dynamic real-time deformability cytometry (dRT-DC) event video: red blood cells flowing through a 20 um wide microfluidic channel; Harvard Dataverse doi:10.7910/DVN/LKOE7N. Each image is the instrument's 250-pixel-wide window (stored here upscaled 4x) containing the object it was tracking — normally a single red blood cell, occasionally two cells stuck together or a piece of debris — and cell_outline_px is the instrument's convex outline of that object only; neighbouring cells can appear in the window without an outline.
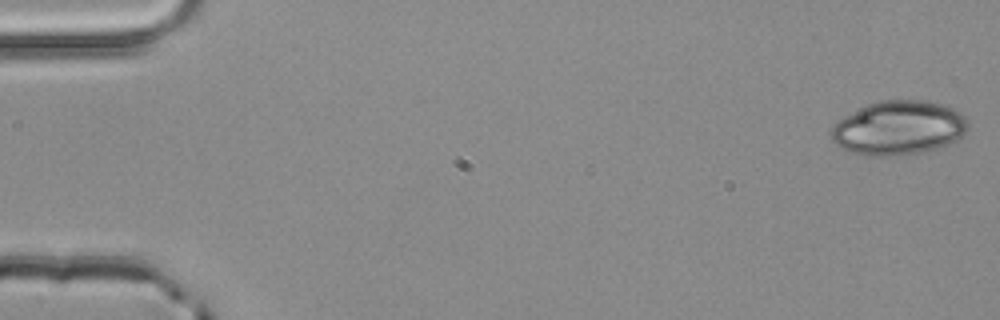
{"species": "common noctule bat (a hibernating species)", "species_latin": "Nyctalus noctula", "temperature_condition": "room temperature", "stored_images_in_passage": 3, "camera_frame_rate_fps": 3000, "um_per_image_px": 0.085, "animal": {"sex": "male", "body_mass_g": 20.4}, "frame": {"image": 1, "passage_image": 1, "time_ms": 0.0, "image_size_px": [1000, 320], "cell_outline_px": [[968, 128], [964, 136], [948, 144], [936, 148], [920, 152], [896, 156], [868, 156], [848, 152], [840, 148], [832, 140], [832, 128], [844, 116], [868, 104], [880, 100], [928, 100], [952, 108], [960, 112], [968, 120]], "centroid_in_image_um": [76.4, 10.88], "position_along_channel_um": 8.6, "area_um2": 43.23}}